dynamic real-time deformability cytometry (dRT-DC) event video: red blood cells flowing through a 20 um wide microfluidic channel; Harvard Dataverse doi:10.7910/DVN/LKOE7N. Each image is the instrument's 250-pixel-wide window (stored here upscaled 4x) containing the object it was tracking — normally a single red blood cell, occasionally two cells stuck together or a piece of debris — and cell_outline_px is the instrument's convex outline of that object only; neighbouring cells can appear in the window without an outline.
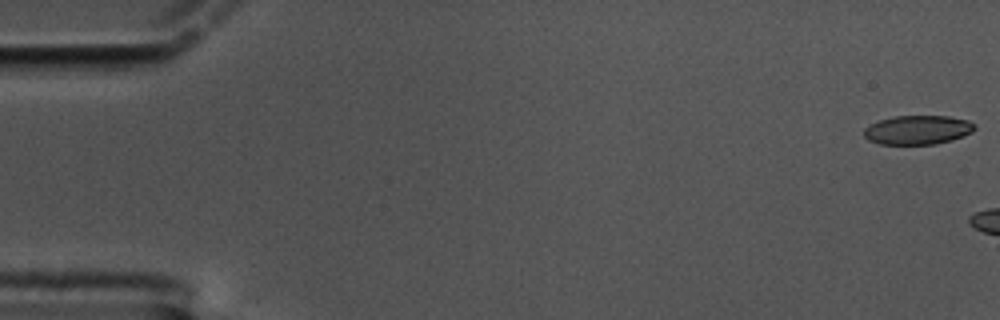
{"species": "common noctule bat (a hibernating species)", "species_latin": "Nyctalus noctula", "temperature_condition": "cold", "stored_images_in_passage": 6, "camera_frame_rate_fps": 3000, "um_per_image_px": 0.085, "animal": {"sex": "male", "body_mass_g": 17.5, "forearm_length_mm": 52.3}, "frame": {"image": 1, "passage_image": 1, "time_ms": 0.0, "image_size_px": [1000, 320], "cell_outline_px": [[976, 128], [972, 132], [952, 140], [936, 144], [880, 144], [868, 140], [864, 136], [864, 128], [880, 120], [892, 116], [948, 116], [968, 120]], "centroid_in_image_um": [77.99, 11.04], "position_along_channel_um": 7.0, "area_um2": 18.67}}